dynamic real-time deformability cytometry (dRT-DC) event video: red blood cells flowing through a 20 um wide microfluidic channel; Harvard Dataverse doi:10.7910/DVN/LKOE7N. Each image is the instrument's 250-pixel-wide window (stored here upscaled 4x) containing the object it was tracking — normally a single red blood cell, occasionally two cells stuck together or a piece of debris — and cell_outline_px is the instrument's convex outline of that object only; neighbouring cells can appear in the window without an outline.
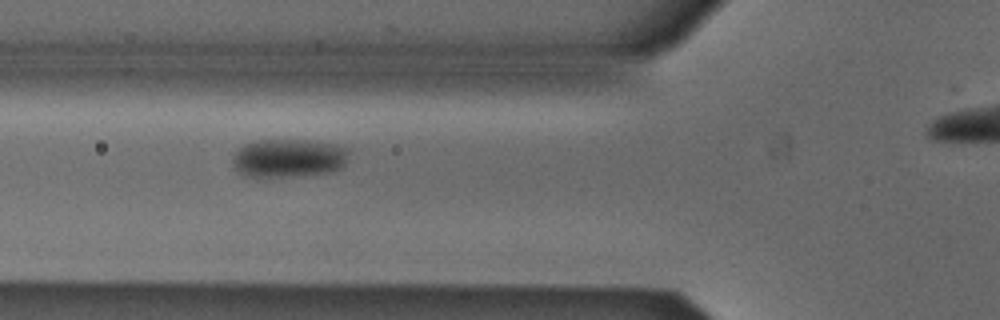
{"species": "Egyptian fruit bat (a non-hibernating species)", "species_latin": "Rousettus aegyptiacus", "temperature_condition": "cold", "stored_images_in_passage": 36, "camera_frame_rate_fps": 3000, "um_per_image_px": 0.085, "animal": {"sex": "male"}, "frame": {"image": 1, "passage_image": 9, "time_ms": 2.667, "image_size_px": [1000, 320], "cell_outline_px": [[348, 152], [344, 164], [340, 168], [328, 172], [280, 176], [244, 176], [232, 168], [232, 156], [244, 144], [256, 140], [308, 140], [336, 144], [348, 148]], "centroid_in_image_um": [24.48, 13.41], "position_along_channel_um": 101.3, "area_um2": 25.84}}
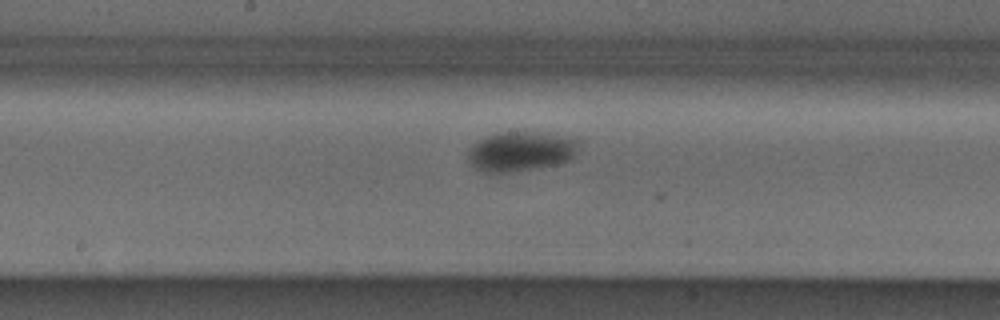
{"frame": {"image": 2, "passage_image": 17, "time_ms": 5.333, "image_size_px": [1000, 320], "cell_outline_px": [[584, 140], [572, 160], [556, 164], [508, 172], [484, 172], [476, 168], [468, 160], [468, 152], [472, 144], [496, 132], [544, 132], [580, 136]], "centroid_in_image_um": [44.41, 12.82], "position_along_channel_um": 203.8, "area_um2": 26.3}}
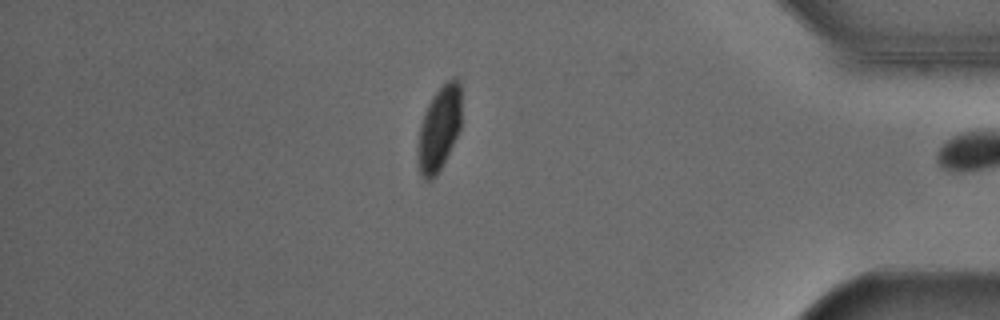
{"frame": {"image": 3, "passage_image": 35, "time_ms": 11.333, "image_size_px": [1000, 320], "cell_outline_px": [[460, 128], [436, 176], [432, 180], [424, 180], [420, 172], [416, 156], [420, 128], [424, 112], [432, 96], [452, 76], [456, 76], [460, 80]], "centroid_in_image_um": [37.31, 10.9], "position_along_channel_um": 397.9, "area_um2": 21.27}, "authors_computed_cell_mechanics": {"area_um2": 25.8366, "velocity_mm_per_s": 3.8554, "shape_relaxation_time_tau1_ms": 6.7846, "shape_relaxation_time_tau2_ms": null, "deformation_change_tau1": 0.0998, "deformation_change_tau2": null}}